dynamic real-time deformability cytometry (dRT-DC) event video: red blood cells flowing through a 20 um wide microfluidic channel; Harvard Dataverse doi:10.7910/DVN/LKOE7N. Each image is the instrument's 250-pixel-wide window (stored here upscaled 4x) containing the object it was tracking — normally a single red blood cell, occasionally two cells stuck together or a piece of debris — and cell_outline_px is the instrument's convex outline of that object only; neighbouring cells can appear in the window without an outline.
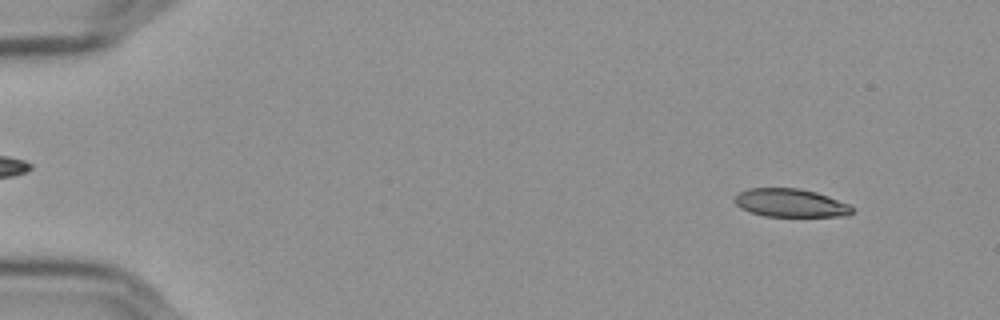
{"species": "Egyptian fruit bat (a non-hibernating species)", "species_latin": "Rousettus aegyptiacus", "temperature_condition": "cold", "stored_images_in_passage": 17, "camera_frame_rate_fps": 3000, "um_per_image_px": 0.085, "frame": {"image": 1, "passage_image": 5, "time_ms": 1.333, "image_size_px": [1000, 320], "cell_outline_px": [[852, 212], [848, 216], [764, 216], [740, 208], [736, 204], [736, 196], [740, 192], [748, 188], [800, 188], [816, 192], [828, 196], [848, 204], [852, 208]], "centroid_in_image_um": [67.2, 17.24], "position_along_channel_um": 17.8, "area_um2": 19.13}}